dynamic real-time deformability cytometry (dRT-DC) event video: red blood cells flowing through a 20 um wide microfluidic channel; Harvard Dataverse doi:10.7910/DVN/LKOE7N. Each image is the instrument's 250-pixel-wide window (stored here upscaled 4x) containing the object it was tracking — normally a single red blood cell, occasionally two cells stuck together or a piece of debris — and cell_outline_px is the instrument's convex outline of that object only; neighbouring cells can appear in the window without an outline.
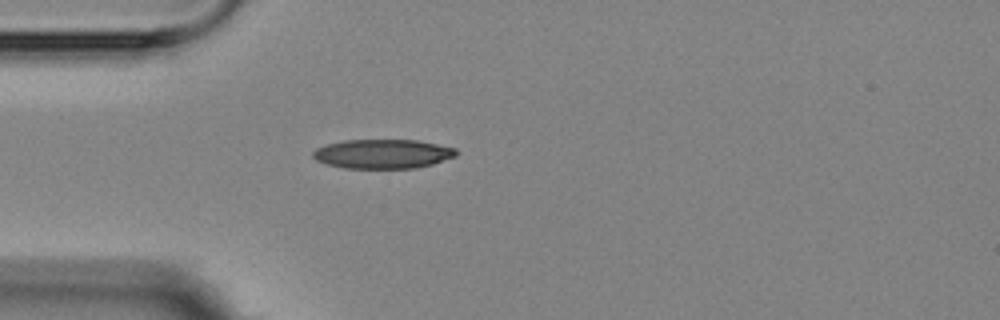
{"species": "Egyptian fruit bat (a non-hibernating species)", "species_latin": "Rousettus aegyptiacus", "temperature_condition": "room temperature", "stored_images_in_passage": 1, "camera_frame_rate_fps": 3000, "um_per_image_px": 0.085, "animal": {"sex": "female"}, "frame": {"image": 1, "passage_image": 1, "time_ms": 0.0, "image_size_px": [1000, 320], "cell_outline_px": [[460, 152], [456, 156], [432, 164], [416, 168], [344, 168], [328, 164], [316, 160], [312, 156], [312, 152], [316, 148], [328, 144], [344, 140], [420, 140], [456, 148]], "centroid_in_image_um": [32.57, 13.07], "position_along_channel_um": 52.4, "area_um2": 24.51}}